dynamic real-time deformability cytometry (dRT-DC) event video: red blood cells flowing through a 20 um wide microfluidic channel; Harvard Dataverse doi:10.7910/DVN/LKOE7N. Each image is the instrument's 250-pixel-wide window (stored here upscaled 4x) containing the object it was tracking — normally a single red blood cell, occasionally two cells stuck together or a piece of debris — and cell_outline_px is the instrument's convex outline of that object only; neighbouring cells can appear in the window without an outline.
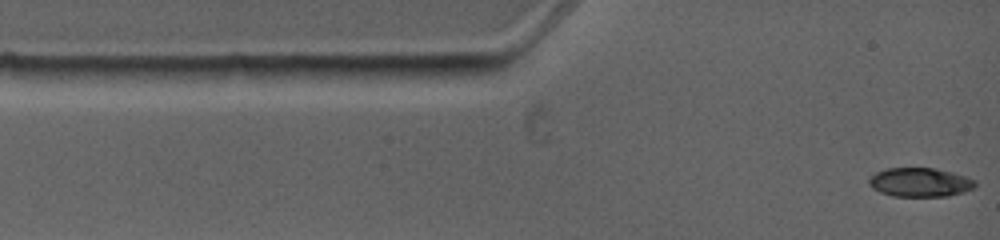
{"species": "common noctule bat (a hibernating species)", "species_latin": "Nyctalus noctula", "temperature_condition": "warm", "stored_images_in_passage": 2, "camera_frame_rate_fps": 4500, "um_per_image_px": 0.085, "animal": {"sex": "female", "body_mass_g": 19.0, "forearm_length_mm": 53.3}, "frame": {"image": 1, "passage_image": 2, "time_ms": 0.889, "image_size_px": [1000, 240], "cell_outline_px": [[976, 184], [972, 188], [964, 192], [948, 196], [892, 196], [880, 192], [872, 188], [868, 184], [868, 180], [876, 172], [888, 168], [936, 168], [952, 172], [976, 180]], "centroid_in_image_um": [78.19, 15.49], "position_along_channel_um": 6.8, "area_um2": 17.92}}